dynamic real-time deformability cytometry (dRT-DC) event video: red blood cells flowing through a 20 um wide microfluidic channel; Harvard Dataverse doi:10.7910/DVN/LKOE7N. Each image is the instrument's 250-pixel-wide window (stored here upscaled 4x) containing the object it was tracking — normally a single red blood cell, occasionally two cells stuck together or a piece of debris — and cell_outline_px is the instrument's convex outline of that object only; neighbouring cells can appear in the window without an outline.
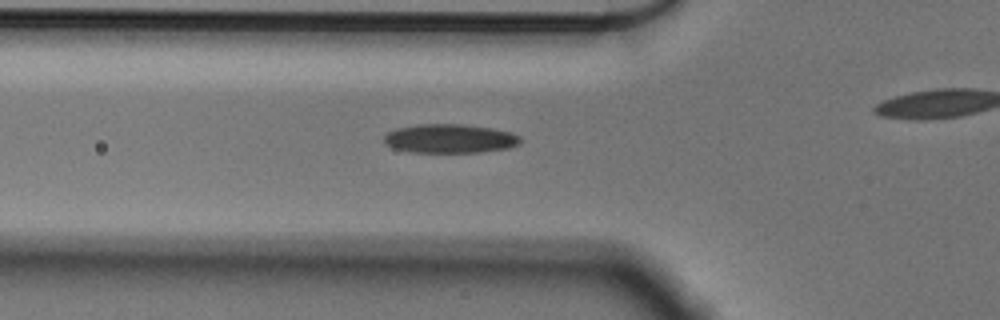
{"species": "Egyptian fruit bat (a non-hibernating species)", "species_latin": "Rousettus aegyptiacus", "temperature_condition": "cold", "stored_images_in_passage": 28, "camera_frame_rate_fps": 3000, "um_per_image_px": 0.085, "animal": {"sex": "male"}, "frame": {"image": 1, "passage_image": 2, "time_ms": 0.333, "image_size_px": [1000, 320], "cell_outline_px": [[520, 144], [508, 148], [480, 152], [412, 152], [392, 148], [384, 144], [384, 136], [388, 132], [396, 128], [416, 124], [460, 124], [492, 128], [508, 132], [520, 136]], "centroid_in_image_um": [38.19, 11.78], "position_along_channel_um": 87.6, "area_um2": 23.0}}
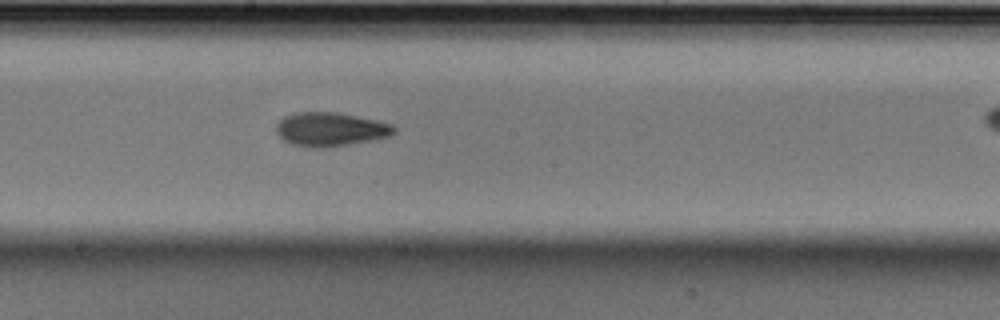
{"frame": {"image": 2, "passage_image": 13, "time_ms": 4.0, "image_size_px": [1000, 320], "cell_outline_px": [[396, 132], [388, 136], [372, 140], [352, 144], [320, 148], [308, 148], [292, 144], [284, 140], [276, 132], [276, 124], [284, 116], [296, 112], [336, 112], [376, 120], [392, 124], [396, 128]], "centroid_in_image_um": [28.07, 10.99], "position_along_channel_um": 220.1, "area_um2": 23.29}}
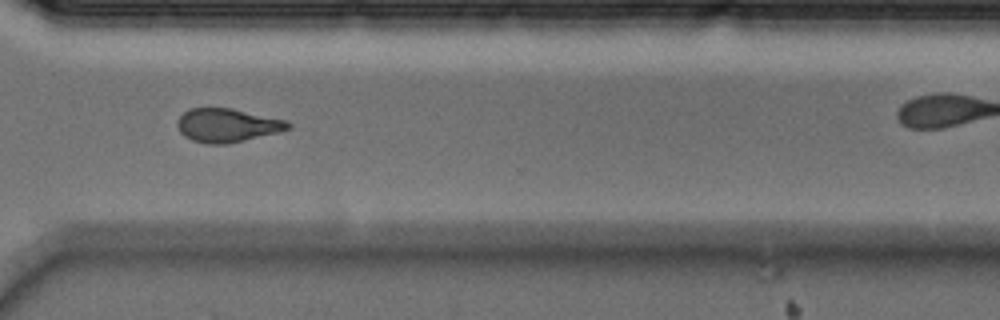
{"frame": {"image": 3, "passage_image": 24, "time_ms": 7.667, "image_size_px": [1000, 320], "cell_outline_px": [[292, 128], [228, 144], [208, 144], [192, 140], [184, 136], [180, 132], [176, 124], [176, 120], [188, 108], [232, 108], [288, 120], [292, 124]], "centroid_in_image_um": [19.3, 10.64], "position_along_channel_um": 351.3, "area_um2": 21.79}}